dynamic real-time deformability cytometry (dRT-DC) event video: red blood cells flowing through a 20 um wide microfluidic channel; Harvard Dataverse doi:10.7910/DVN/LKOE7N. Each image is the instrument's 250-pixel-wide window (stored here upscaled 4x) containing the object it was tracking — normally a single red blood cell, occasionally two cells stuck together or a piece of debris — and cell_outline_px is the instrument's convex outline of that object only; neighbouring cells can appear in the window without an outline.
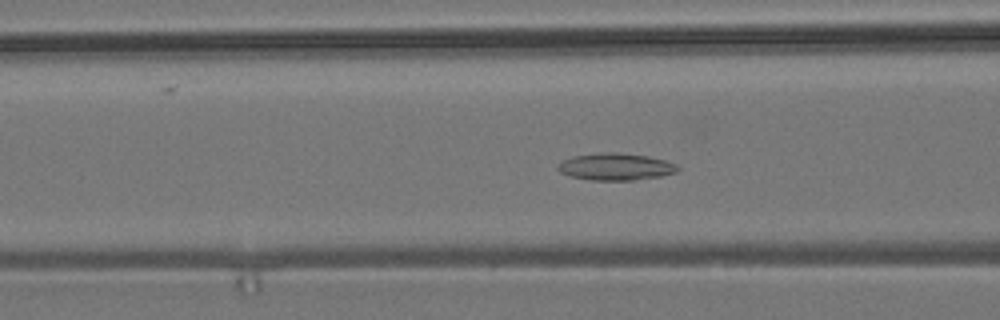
{"species": "common noctule bat (a hibernating species)", "species_latin": "Nyctalus noctula", "temperature_condition": "room temperature", "stored_images_in_passage": 45, "camera_frame_rate_fps": 3000, "um_per_image_px": 0.085, "animal": {"sex": "male", "body_mass_g": 19.2, "forearm_length_mm": 51.8}, "frame": {"image": 1, "passage_image": 11, "time_ms": 3.333, "image_size_px": [1000, 320], "cell_outline_px": [[680, 168], [676, 172], [660, 176], [632, 180], [588, 180], [568, 176], [560, 172], [556, 168], [556, 164], [572, 156], [604, 152], [616, 152], [648, 156], [664, 160], [676, 164]], "centroid_in_image_um": [52.28, 14.17], "position_along_channel_um": 114.3, "area_um2": 18.96}}
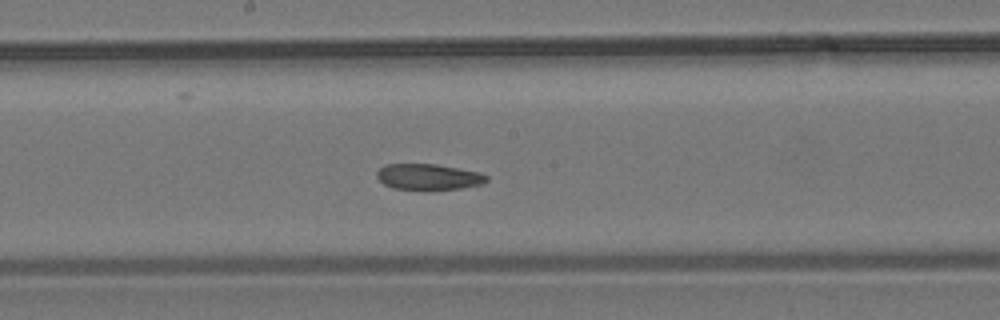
{"frame": {"image": 2, "passage_image": 19, "time_ms": 6.0, "image_size_px": [1000, 320], "cell_outline_px": [[488, 180], [484, 184], [464, 188], [392, 188], [384, 184], [376, 176], [376, 172], [380, 168], [388, 164], [436, 164], [480, 172], [488, 176]], "centroid_in_image_um": [36.46, 15.01], "position_along_channel_um": 211.7, "area_um2": 16.24}}
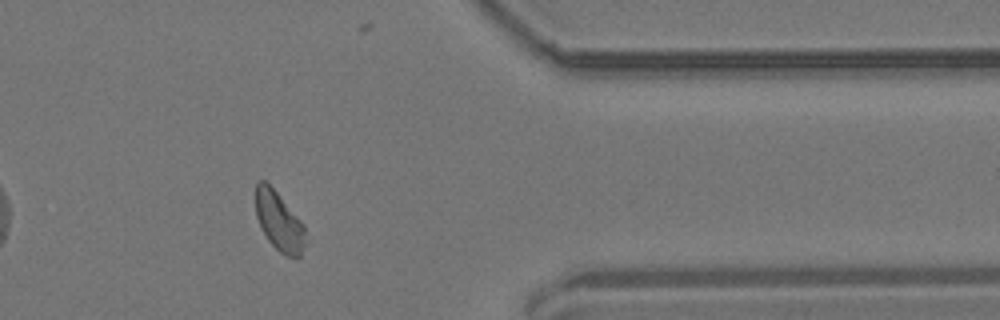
{"frame": {"image": 3, "passage_image": 35, "time_ms": 11.333, "image_size_px": [1000, 320], "cell_outline_px": [[304, 244], [300, 256], [284, 256], [268, 240], [256, 216], [256, 180], [264, 180], [276, 192], [304, 224]], "centroid_in_image_um": [23.7, 18.8], "position_along_channel_um": 387.7, "area_um2": 16.65}}